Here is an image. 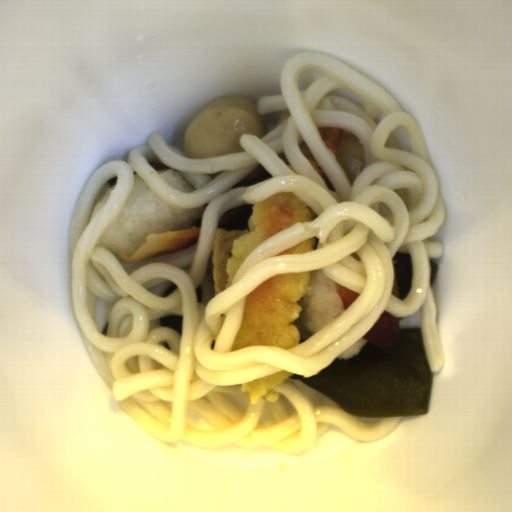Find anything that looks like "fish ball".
Here are the masks:
<instances>
[{
  "label": "fish ball",
  "mask_w": 512,
  "mask_h": 512,
  "mask_svg": "<svg viewBox=\"0 0 512 512\" xmlns=\"http://www.w3.org/2000/svg\"><path fill=\"white\" fill-rule=\"evenodd\" d=\"M244 134L265 136L264 121L255 102L243 97L214 99L203 105L183 133L187 156L221 157L244 151Z\"/></svg>",
  "instance_id": "29854b86"
},
{
  "label": "fish ball",
  "mask_w": 512,
  "mask_h": 512,
  "mask_svg": "<svg viewBox=\"0 0 512 512\" xmlns=\"http://www.w3.org/2000/svg\"><path fill=\"white\" fill-rule=\"evenodd\" d=\"M248 230L227 231L216 227L213 235L212 253H211V284L214 296L227 288L228 274L226 265L232 256L234 240L245 235Z\"/></svg>",
  "instance_id": "53f4d19a"
}]
</instances>
